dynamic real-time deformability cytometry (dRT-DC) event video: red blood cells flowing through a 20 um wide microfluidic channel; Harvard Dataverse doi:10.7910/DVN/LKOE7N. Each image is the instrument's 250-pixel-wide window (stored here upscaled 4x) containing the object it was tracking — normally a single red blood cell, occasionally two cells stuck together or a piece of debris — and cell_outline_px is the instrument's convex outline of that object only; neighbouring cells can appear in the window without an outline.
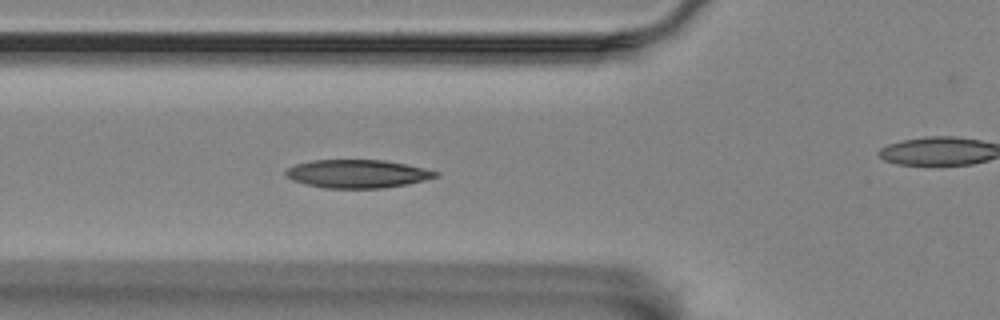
{"species": "Egyptian fruit bat (a non-hibernating species)", "species_latin": "Rousettus aegyptiacus", "temperature_condition": "room temperature", "stored_images_in_passage": 4, "segment_of_instrument_passage": [1, 2], "camera_frame_rate_fps": 3000, "um_per_image_px": 0.085, "animal": {"sex": "female"}, "frame": {"image": 1, "passage_image": 3, "time_ms": 2.333, "image_size_px": [1000, 320], "cell_outline_px": [[440, 176], [408, 184], [380, 188], [324, 188], [304, 184], [292, 180], [284, 176], [284, 172], [288, 168], [296, 164], [312, 160], [384, 160], [424, 168], [440, 172]], "centroid_in_image_um": [30.36, 14.77], "position_along_channel_um": 95.4, "area_um2": 24.74}}